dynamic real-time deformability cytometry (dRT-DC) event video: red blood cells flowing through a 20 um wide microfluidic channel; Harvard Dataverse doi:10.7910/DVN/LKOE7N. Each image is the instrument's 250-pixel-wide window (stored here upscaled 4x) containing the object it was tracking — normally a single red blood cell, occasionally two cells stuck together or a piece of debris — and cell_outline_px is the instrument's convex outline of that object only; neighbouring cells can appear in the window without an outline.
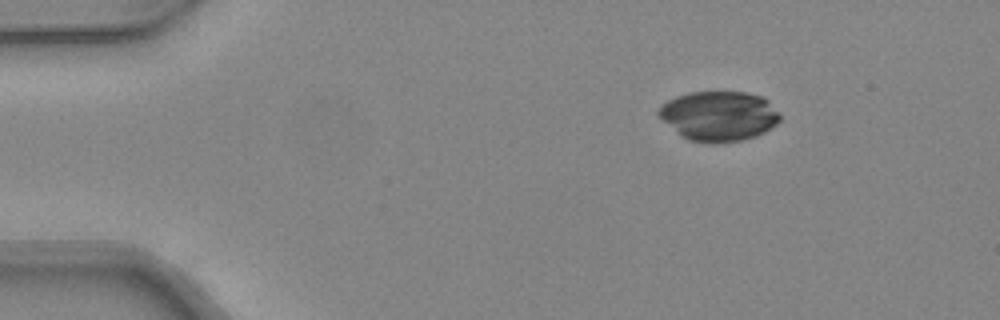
{"species": "common noctule bat (a hibernating species)", "species_latin": "Nyctalus noctula", "temperature_condition": "warm", "stored_images_in_passage": 48, "camera_frame_rate_fps": 3000, "um_per_image_px": 0.085, "animal": {"sex": "female", "body_mass_g": 24.6, "forearm_length_mm": 56.2}, "frame": {"image": 1, "passage_image": 8, "time_ms": 2.333, "image_size_px": [1000, 320], "cell_outline_px": [[780, 120], [776, 124], [764, 132], [756, 136], [740, 140], [688, 140], [680, 136], [656, 116], [656, 112], [668, 100], [676, 96], [688, 92], [744, 92], [764, 96], [768, 100], [780, 116]], "centroid_in_image_um": [61.07, 9.82], "position_along_channel_um": 23.9, "area_um2": 34.74}}
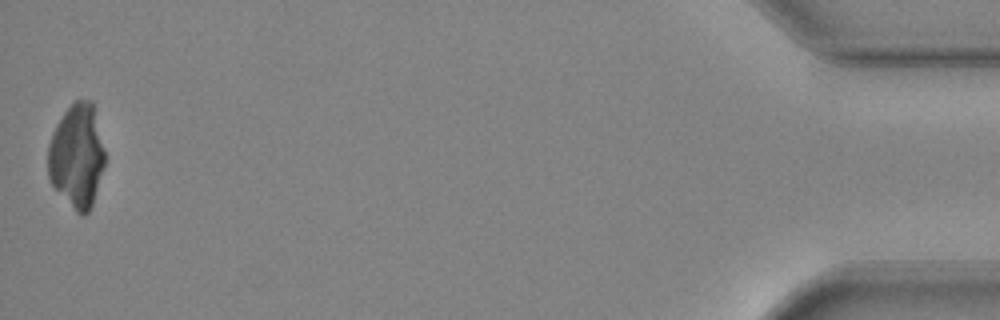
{"frame": {"image": 2, "passage_image": 48, "time_ms": 15.667, "image_size_px": [1000, 320], "cell_outline_px": [[104, 164], [92, 204], [88, 212], [84, 216], [80, 216], [76, 212], [52, 184], [48, 176], [48, 144], [52, 132], [56, 124], [64, 112], [76, 100], [92, 100], [104, 152]], "centroid_in_image_um": [6.51, 13.25], "position_along_channel_um": 428.7, "area_um2": 33.93}}